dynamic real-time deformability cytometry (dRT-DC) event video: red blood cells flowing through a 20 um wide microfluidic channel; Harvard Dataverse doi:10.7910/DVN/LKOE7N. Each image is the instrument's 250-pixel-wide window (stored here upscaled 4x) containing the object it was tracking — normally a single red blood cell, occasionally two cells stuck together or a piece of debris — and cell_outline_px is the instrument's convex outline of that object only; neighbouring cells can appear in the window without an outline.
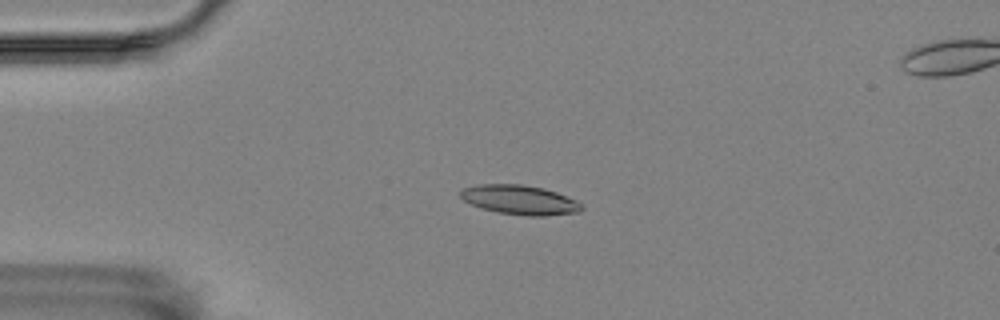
{"species": "Egyptian fruit bat (a non-hibernating species)", "species_latin": "Rousettus aegyptiacus", "temperature_condition": "room temperature", "stored_images_in_passage": 10, "camera_frame_rate_fps": 3000, "um_per_image_px": 0.085, "animal": {"sex": "female"}, "frame": {"image": 1, "passage_image": 4, "time_ms": 1.0, "image_size_px": [1000, 320], "cell_outline_px": [[584, 208], [580, 212], [544, 216], [528, 216], [500, 212], [484, 208], [472, 204], [464, 200], [460, 196], [460, 192], [464, 188], [480, 184], [520, 184], [544, 188], [556, 192], [576, 200]], "centroid_in_image_um": [44.22, 16.98], "position_along_channel_um": 40.8, "area_um2": 20.52}}
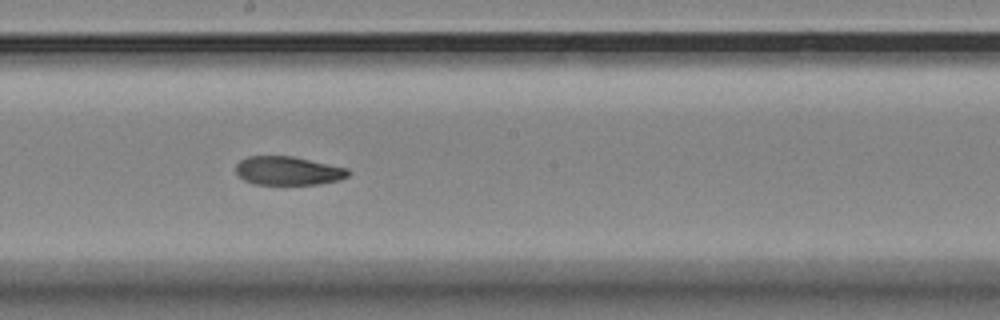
{"frame": {"image": 2, "passage_image": 9, "time_ms": 2.667, "image_size_px": [1000, 320], "cell_outline_px": [[352, 172], [348, 176], [340, 180], [316, 184], [256, 184], [244, 180], [236, 172], [236, 164], [240, 160], [248, 156], [292, 156], [348, 168]], "centroid_in_image_um": [24.51, 14.51], "position_along_channel_um": 223.7, "area_um2": 18.73}}
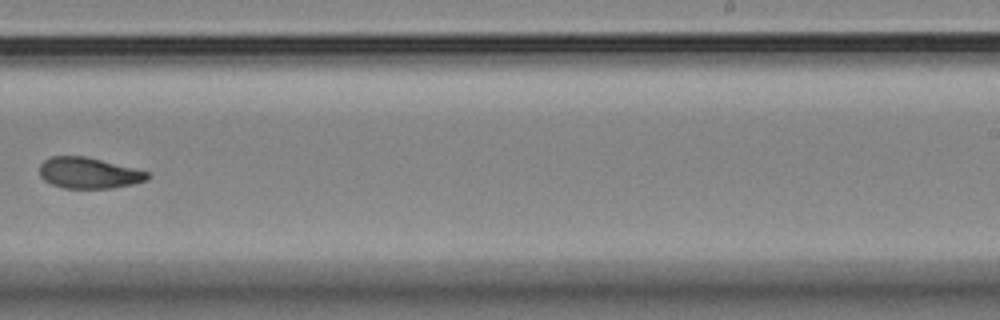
{"frame": {"image": 3, "passage_image": 10, "time_ms": 3.0, "image_size_px": [1000, 320], "cell_outline_px": [[152, 176], [148, 180], [132, 184], [112, 188], [64, 188], [52, 184], [44, 180], [40, 176], [40, 164], [44, 160], [52, 156], [84, 156], [148, 172]], "centroid_in_image_um": [7.53, 14.71], "position_along_channel_um": 281.5, "area_um2": 19.31}}